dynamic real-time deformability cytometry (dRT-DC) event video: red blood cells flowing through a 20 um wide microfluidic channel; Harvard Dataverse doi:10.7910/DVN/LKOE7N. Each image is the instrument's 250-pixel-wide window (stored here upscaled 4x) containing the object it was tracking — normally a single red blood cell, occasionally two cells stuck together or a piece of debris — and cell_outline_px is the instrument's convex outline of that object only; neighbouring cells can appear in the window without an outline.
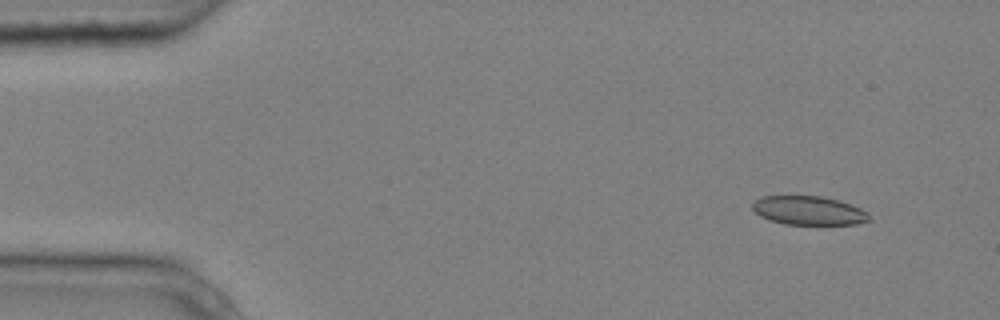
{"species": "common noctule bat (a hibernating species)", "species_latin": "Nyctalus noctula", "temperature_condition": "cold", "stored_images_in_passage": 4, "camera_frame_rate_fps": 3000, "um_per_image_px": 0.085, "animal": {"sex": "male", "body_mass_g": 20.4}, "frame": {"image": 1, "passage_image": 1, "time_ms": 0.0, "image_size_px": [1000, 320], "cell_outline_px": [[872, 220], [856, 224], [784, 224], [768, 220], [760, 216], [752, 208], [752, 204], [760, 196], [820, 196], [836, 200], [860, 208], [868, 212]], "centroid_in_image_um": [68.73, 17.9], "position_along_channel_um": 16.3, "area_um2": 19.54}}
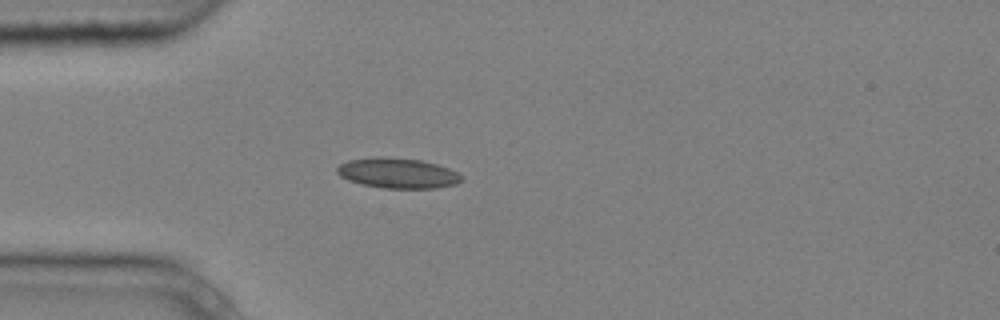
{"frame": {"image": 2, "passage_image": 4, "time_ms": 1.0, "image_size_px": [1000, 320], "cell_outline_px": [[464, 180], [456, 184], [436, 188], [380, 188], [360, 184], [348, 180], [340, 176], [336, 172], [336, 168], [340, 164], [348, 160], [376, 156], [380, 156], [420, 160], [436, 164], [448, 168], [464, 176]], "centroid_in_image_um": [33.79, 14.72], "position_along_channel_um": 51.2, "area_um2": 22.14}}